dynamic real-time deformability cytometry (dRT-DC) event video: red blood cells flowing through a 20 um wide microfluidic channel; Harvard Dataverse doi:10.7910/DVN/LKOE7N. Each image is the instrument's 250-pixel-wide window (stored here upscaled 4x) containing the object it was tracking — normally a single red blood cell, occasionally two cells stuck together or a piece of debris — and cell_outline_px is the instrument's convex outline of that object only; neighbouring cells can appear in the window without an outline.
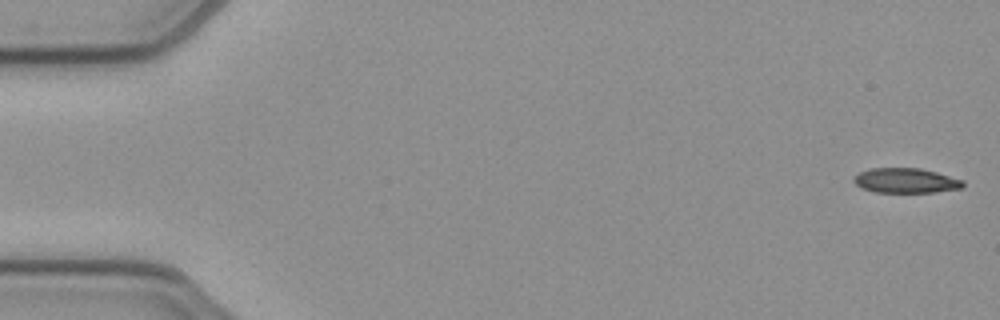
{"species": "common noctule bat (a hibernating species)", "species_latin": "Nyctalus noctula", "temperature_condition": "cold", "stored_images_in_passage": 52, "camera_frame_rate_fps": 3000, "um_per_image_px": 0.085, "animal": {"sex": "female", "body_mass_g": 21.9}, "frame": {"image": 1, "passage_image": 1, "time_ms": 0.0, "image_size_px": [1000, 320], "cell_outline_px": [[964, 184], [960, 188], [932, 192], [876, 192], [860, 188], [852, 180], [860, 172], [872, 168], [920, 168], [936, 172], [964, 180]], "centroid_in_image_um": [76.98, 15.35], "position_along_channel_um": 8.0, "area_um2": 15.66}}
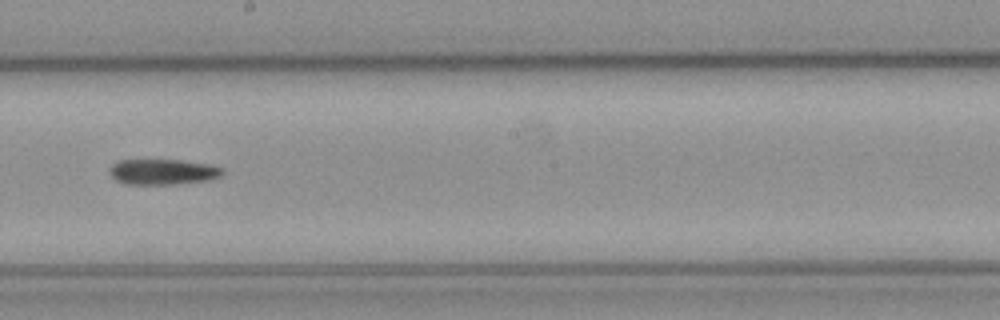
{"frame": {"image": 2, "passage_image": 29, "time_ms": 9.333, "image_size_px": [1000, 320], "cell_outline_px": [[224, 172], [220, 176], [208, 180], [176, 184], [124, 184], [116, 180], [108, 172], [108, 168], [112, 164], [120, 160], [184, 160], [208, 164], [224, 168]], "centroid_in_image_um": [13.83, 14.6], "position_along_channel_um": 234.4, "area_um2": 16.94}}
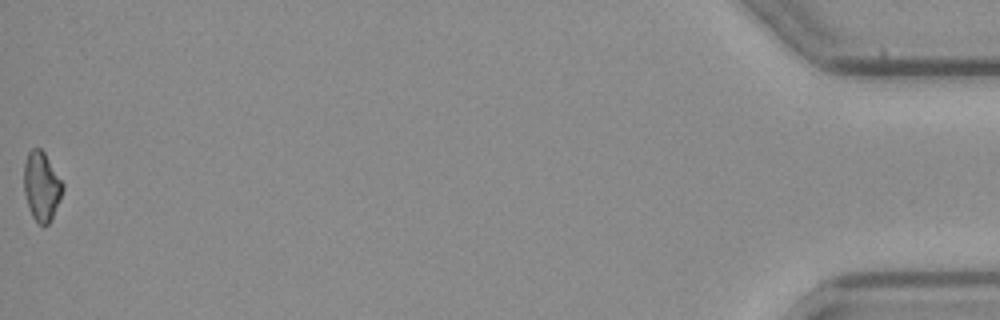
{"frame": {"image": 3, "passage_image": 52, "time_ms": 17.0, "image_size_px": [1000, 320], "cell_outline_px": [[64, 188], [60, 200], [52, 220], [44, 228], [36, 224], [32, 216], [24, 192], [24, 164], [28, 152], [32, 148], [40, 148], [44, 152], [64, 184]], "centroid_in_image_um": [3.54, 15.89], "position_along_channel_um": 431.7, "area_um2": 15.84}}